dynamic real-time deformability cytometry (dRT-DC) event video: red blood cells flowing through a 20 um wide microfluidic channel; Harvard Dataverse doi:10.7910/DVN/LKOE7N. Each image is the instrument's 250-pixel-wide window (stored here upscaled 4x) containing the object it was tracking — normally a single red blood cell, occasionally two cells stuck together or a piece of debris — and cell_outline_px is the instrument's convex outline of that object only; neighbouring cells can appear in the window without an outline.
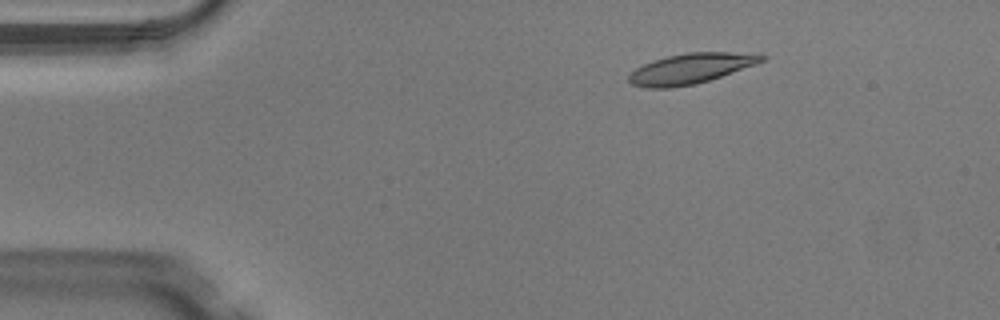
{"species": "Egyptian fruit bat (a non-hibernating species)", "species_latin": "Rousettus aegyptiacus", "temperature_condition": "warm", "stored_images_in_passage": 43, "camera_frame_rate_fps": 3000, "um_per_image_px": 0.085, "animal": {"sex": "male"}, "frame": {"image": 1, "passage_image": 2, "time_ms": 0.333, "image_size_px": [1000, 320], "cell_outline_px": [[768, 56], [764, 60], [756, 64], [696, 84], [672, 88], [648, 88], [632, 84], [628, 80], [628, 76], [636, 68], [652, 60], [668, 56], [688, 52], [728, 52]], "centroid_in_image_um": [58.66, 5.83], "position_along_channel_um": 26.3, "area_um2": 23.12}}
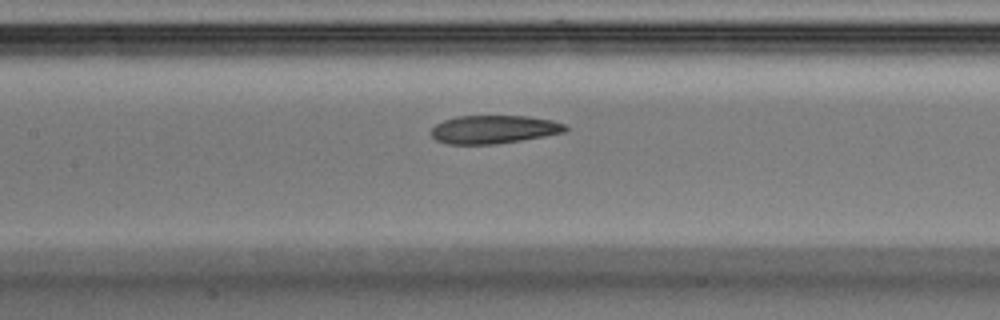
{"frame": {"image": 2, "passage_image": 17, "time_ms": 5.333, "image_size_px": [1000, 320], "cell_outline_px": [[568, 128], [564, 132], [544, 136], [496, 144], [448, 144], [436, 140], [432, 136], [432, 128], [436, 124], [444, 120], [456, 116], [528, 116], [552, 120], [564, 124]], "centroid_in_image_um": [41.96, 10.99], "position_along_channel_um": 165.4, "area_um2": 21.96}}
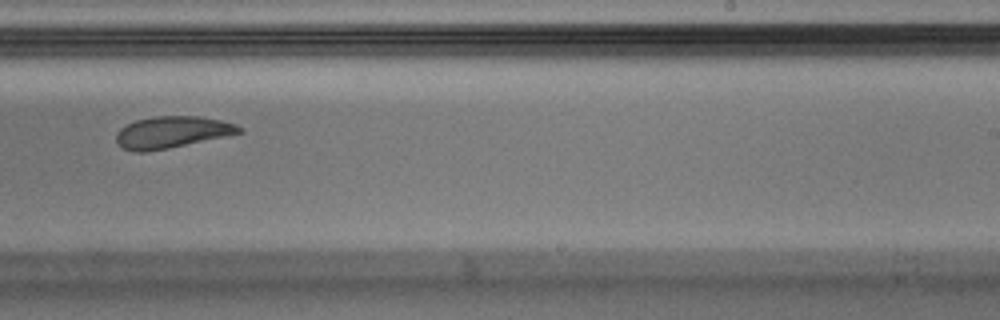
{"frame": {"image": 3, "passage_image": 25, "time_ms": 8.0, "image_size_px": [1000, 320], "cell_outline_px": [[244, 132], [228, 136], [168, 148], [144, 152], [132, 152], [124, 148], [116, 140], [116, 132], [120, 128], [136, 120], [156, 116], [200, 116], [220, 120], [236, 124], [244, 128]], "centroid_in_image_um": [14.65, 11.23], "position_along_channel_um": 274.3, "area_um2": 22.77}, "authors_computed_cell_mechanics": {"area_um2": 23.4668, "velocity_mm_per_s": 4.0947, "shape_relaxation_time_tau1_ms": 11.0685, "shape_relaxation_time_tau2_ms": 3.7958, "deformation_change_tau1": 0.2518, "deformation_change_tau2": 0.1104}}